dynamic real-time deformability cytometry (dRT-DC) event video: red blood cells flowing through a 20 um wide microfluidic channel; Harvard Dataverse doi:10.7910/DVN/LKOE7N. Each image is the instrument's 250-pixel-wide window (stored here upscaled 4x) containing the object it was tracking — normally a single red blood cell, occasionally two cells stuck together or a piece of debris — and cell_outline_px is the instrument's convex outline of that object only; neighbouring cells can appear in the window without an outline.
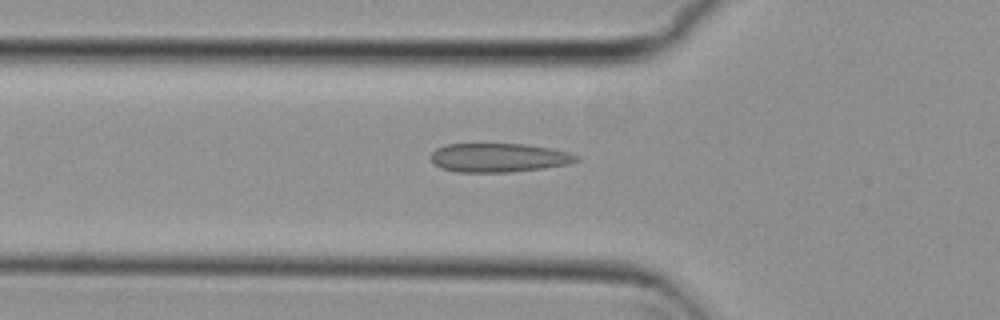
{"species": "common noctule bat (a hibernating species)", "species_latin": "Nyctalus noctula", "temperature_condition": "cold", "stored_images_in_passage": 39, "camera_frame_rate_fps": 3000, "um_per_image_px": 0.085, "animal": {"sex": "female", "body_mass_g": 29.2, "forearm_length_mm": 56.3}, "frame": {"image": 1, "passage_image": 3, "time_ms": 0.667, "image_size_px": [1000, 320], "cell_outline_px": [[580, 160], [568, 164], [544, 168], [512, 172], [456, 172], [440, 168], [432, 160], [432, 152], [436, 148], [448, 144], [524, 144], [548, 148], [568, 152], [580, 156]], "centroid_in_image_um": [42.41, 13.41], "position_along_channel_um": 83.4, "area_um2": 24.45}}
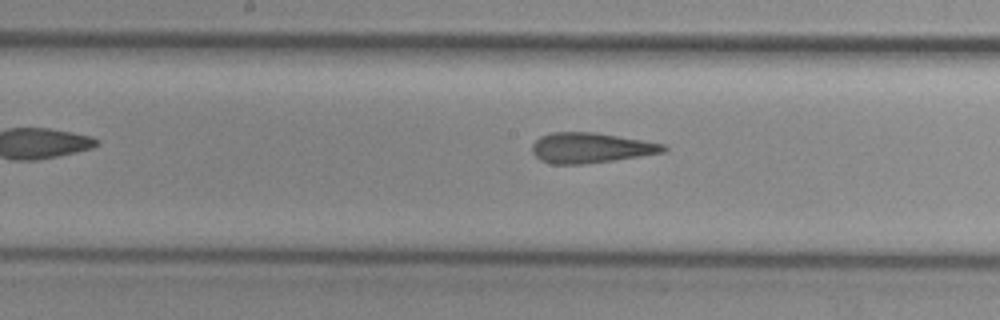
{"frame": {"image": 2, "passage_image": 12, "time_ms": 3.667, "image_size_px": [1000, 320], "cell_outline_px": [[668, 148], [664, 152], [640, 156], [584, 164], [552, 164], [540, 160], [532, 152], [532, 144], [540, 136], [552, 132], [596, 132], [664, 144]], "centroid_in_image_um": [50.18, 12.56], "position_along_channel_um": 198.0, "area_um2": 23.06}}
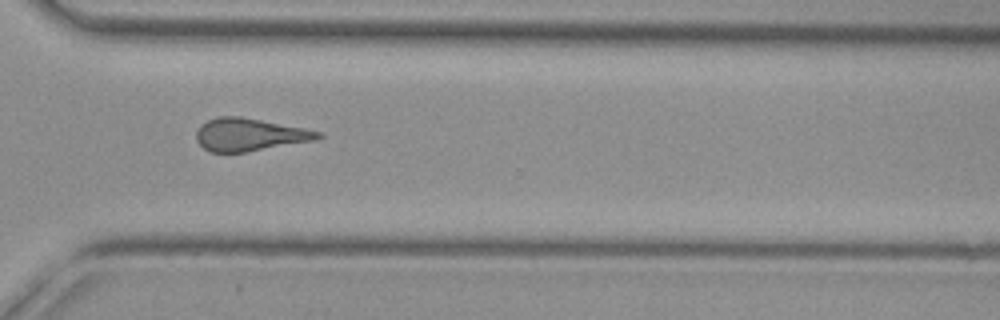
{"frame": {"image": 3, "passage_image": 24, "time_ms": 7.667, "image_size_px": [1000, 320], "cell_outline_px": [[324, 136], [316, 140], [244, 152], [208, 152], [196, 140], [196, 132], [200, 124], [208, 120], [220, 116], [240, 116], [304, 128], [320, 132]], "centroid_in_image_um": [21.19, 11.44], "position_along_channel_um": 349.4, "area_um2": 23.06}, "authors_computed_cell_mechanics": {"area_um2": 23.0622, "velocity_mm_per_s": 3.7933, "shape_relaxation_time_tau1_ms": null, "shape_relaxation_time_tau2_ms": 3.0159, "deformation_change_tau1": null, "deformation_change_tau2": 0.1149}}